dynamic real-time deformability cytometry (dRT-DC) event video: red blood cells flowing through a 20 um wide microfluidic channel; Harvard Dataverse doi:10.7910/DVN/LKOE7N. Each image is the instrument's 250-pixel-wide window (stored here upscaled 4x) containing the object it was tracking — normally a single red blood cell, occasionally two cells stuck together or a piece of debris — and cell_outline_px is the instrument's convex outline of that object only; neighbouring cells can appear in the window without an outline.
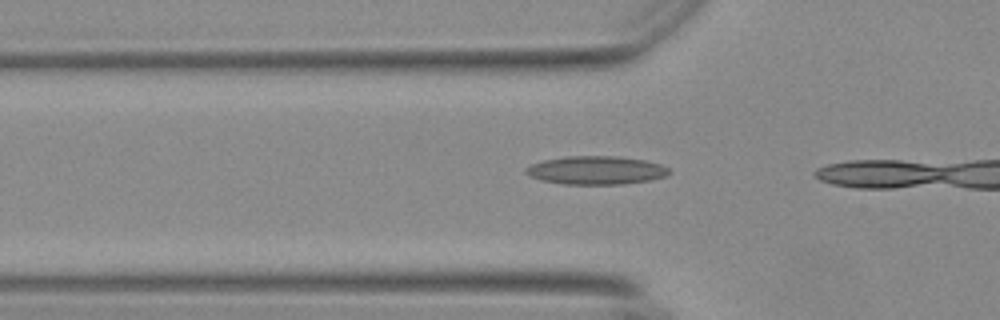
{"species": "Egyptian fruit bat (a non-hibernating species)", "species_latin": "Rousettus aegyptiacus", "temperature_condition": "warm", "stored_images_in_passage": 6, "camera_frame_rate_fps": 3000, "um_per_image_px": 0.085, "animal": {"sex": "female"}, "frame": {"image": 1, "passage_image": 4, "time_ms": 1.0, "image_size_px": [1000, 320], "cell_outline_px": [[672, 172], [668, 176], [648, 180], [620, 184], [564, 184], [544, 180], [532, 176], [524, 172], [524, 168], [532, 164], [544, 160], [568, 156], [616, 156], [644, 160], [660, 164], [668, 168]], "centroid_in_image_um": [50.7, 14.47], "position_along_channel_um": 75.1, "area_um2": 23.47}}